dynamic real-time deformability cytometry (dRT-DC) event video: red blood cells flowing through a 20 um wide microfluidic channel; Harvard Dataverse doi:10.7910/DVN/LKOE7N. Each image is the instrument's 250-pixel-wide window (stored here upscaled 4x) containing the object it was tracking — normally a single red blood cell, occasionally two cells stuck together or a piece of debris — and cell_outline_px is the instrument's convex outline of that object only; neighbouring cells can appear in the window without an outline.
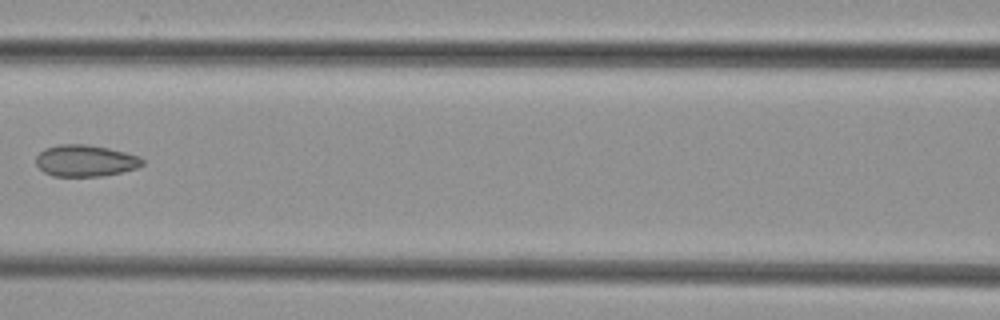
{"species": "common noctule bat (a hibernating species)", "species_latin": "Nyctalus noctula", "temperature_condition": "cold", "stored_images_in_passage": 5, "camera_frame_rate_fps": 3000, "um_per_image_px": 0.085, "animal": {"sex": "female", "body_mass_g": 29.2, "forearm_length_mm": 56.3}, "frame": {"image": 1, "passage_image": 4, "time_ms": 3.667, "image_size_px": [1000, 320], "cell_outline_px": [[144, 164], [136, 168], [120, 172], [100, 176], [52, 176], [44, 172], [36, 164], [36, 156], [44, 148], [60, 144], [88, 144], [108, 148], [140, 156], [144, 160]], "centroid_in_image_um": [7.24, 13.65], "position_along_channel_um": 159.4, "area_um2": 19.59}}
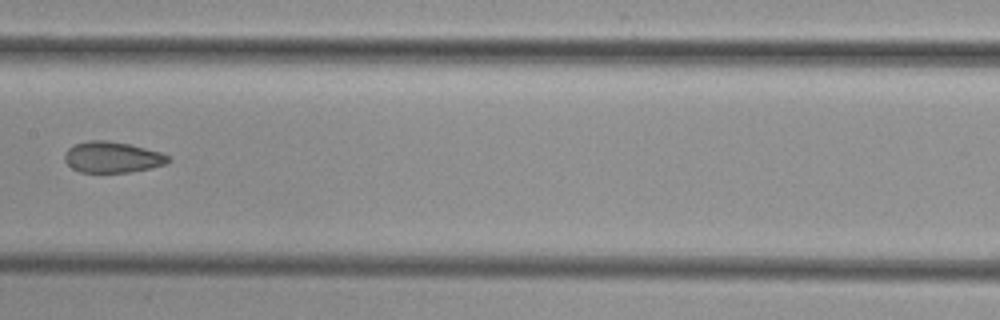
{"frame": {"image": 2, "passage_image": 5, "time_ms": 4.667, "image_size_px": [1000, 320], "cell_outline_px": [[172, 160], [164, 164], [148, 168], [128, 172], [80, 172], [72, 168], [64, 160], [64, 152], [68, 148], [76, 144], [88, 140], [108, 140], [132, 144], [160, 152], [168, 156]], "centroid_in_image_um": [9.52, 13.34], "position_along_channel_um": 197.9, "area_um2": 18.73}}